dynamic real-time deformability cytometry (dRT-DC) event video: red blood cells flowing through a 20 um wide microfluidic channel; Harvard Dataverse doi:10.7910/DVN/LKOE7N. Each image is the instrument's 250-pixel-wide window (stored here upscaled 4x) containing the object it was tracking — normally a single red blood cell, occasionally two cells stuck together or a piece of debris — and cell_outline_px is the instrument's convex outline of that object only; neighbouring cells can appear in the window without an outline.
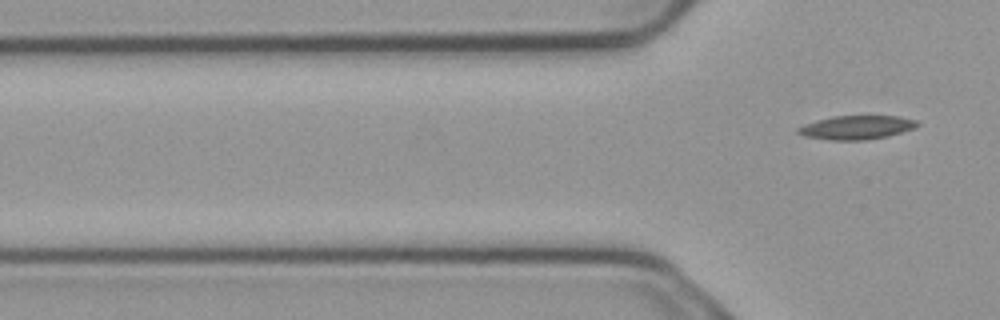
{"species": "common noctule bat (a hibernating species)", "species_latin": "Nyctalus noctula", "temperature_condition": "cold", "stored_images_in_passage": 3, "segment_of_instrument_passage": [2, 2], "camera_frame_rate_fps": 3000, "um_per_image_px": 0.085, "animal": {"sex": "male", "body_mass_g": 23.1, "forearm_length_mm": 52.7}, "frame": {"image": 1, "passage_image": 3, "time_ms": 0.667, "image_size_px": [1000, 320], "cell_outline_px": [[920, 124], [912, 128], [888, 136], [864, 140], [832, 140], [804, 136], [796, 132], [796, 128], [804, 124], [816, 120], [832, 116], [900, 116], [916, 120]], "centroid_in_image_um": [72.76, 10.83], "position_along_channel_um": 53.0, "area_um2": 16.47}}